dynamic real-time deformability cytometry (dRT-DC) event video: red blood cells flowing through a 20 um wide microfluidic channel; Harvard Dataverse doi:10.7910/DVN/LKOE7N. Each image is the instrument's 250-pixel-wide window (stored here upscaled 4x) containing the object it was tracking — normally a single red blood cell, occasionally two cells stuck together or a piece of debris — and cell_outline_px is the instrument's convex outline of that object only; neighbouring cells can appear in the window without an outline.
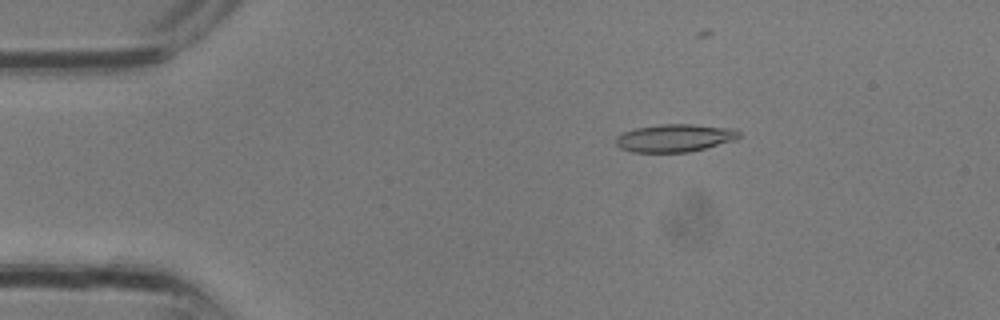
{"species": "common noctule bat (a hibernating species)", "species_latin": "Nyctalus noctula", "temperature_condition": "room temperature", "stored_images_in_passage": 17, "camera_frame_rate_fps": 3000, "um_per_image_px": 0.085, "animal": {"sex": "male", "body_mass_g": 13.3}, "frame": {"image": 1, "passage_image": 1, "time_ms": 0.0, "image_size_px": [1000, 320], "cell_outline_px": [[740, 136], [736, 140], [688, 152], [632, 152], [620, 148], [616, 144], [616, 136], [624, 132], [636, 128], [660, 124], [692, 124], [736, 128], [740, 132]], "centroid_in_image_um": [57.38, 11.72], "position_along_channel_um": 27.6, "area_um2": 20.0}}
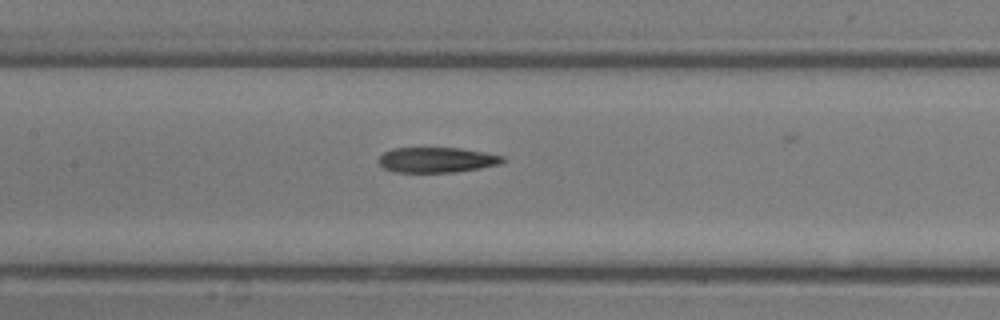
{"frame": {"image": 2, "passage_image": 10, "time_ms": 3.0, "image_size_px": [1000, 320], "cell_outline_px": [[504, 160], [500, 164], [480, 168], [456, 172], [392, 172], [384, 168], [376, 160], [384, 152], [392, 148], [460, 148], [484, 152], [504, 156]], "centroid_in_image_um": [37.1, 13.59], "position_along_channel_um": 170.3, "area_um2": 18.32}}
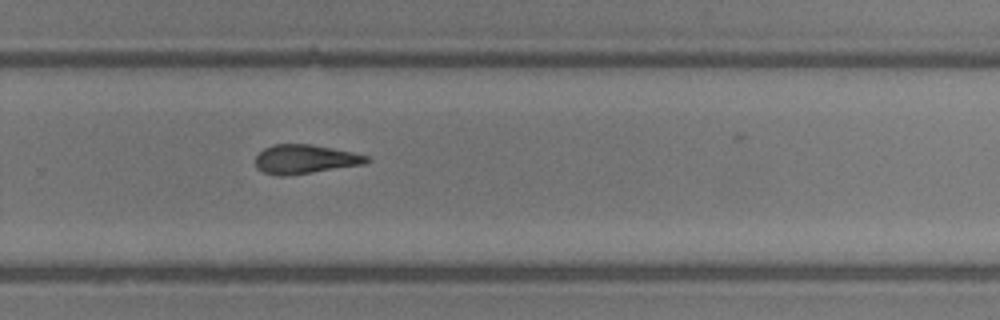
{"frame": {"image": 3, "passage_image": 16, "time_ms": 5.0, "image_size_px": [1000, 320], "cell_outline_px": [[372, 160], [364, 164], [288, 176], [280, 176], [264, 172], [256, 168], [256, 156], [264, 148], [272, 144], [312, 144], [352, 152], [368, 156]], "centroid_in_image_um": [25.92, 13.53], "position_along_channel_um": 303.9, "area_um2": 18.84}}